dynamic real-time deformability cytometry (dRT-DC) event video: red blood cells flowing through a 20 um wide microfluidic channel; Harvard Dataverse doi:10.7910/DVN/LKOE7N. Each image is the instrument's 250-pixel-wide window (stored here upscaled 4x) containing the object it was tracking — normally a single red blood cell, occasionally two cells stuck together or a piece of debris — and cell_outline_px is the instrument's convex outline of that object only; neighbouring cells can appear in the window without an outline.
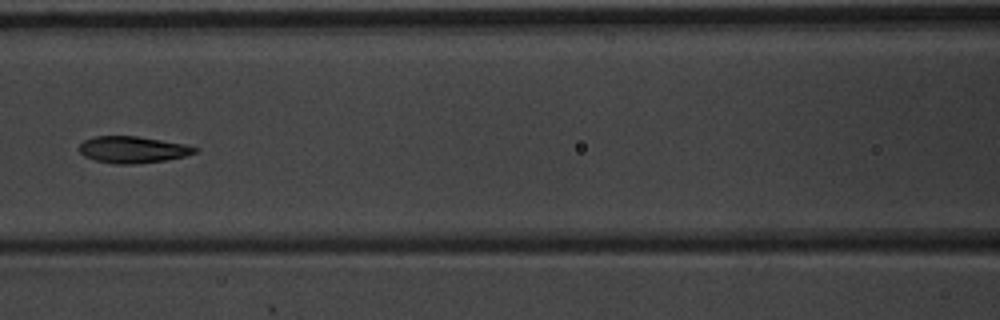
{"species": "common noctule bat (a hibernating species)", "species_latin": "Nyctalus noctula", "temperature_condition": "warm", "stored_images_in_passage": 9, "camera_frame_rate_fps": 3000, "um_per_image_px": 0.085, "animal": {"sex": "male", "body_mass_g": 20.1, "forearm_length_mm": 53.5}, "frame": {"image": 1, "passage_image": 8, "time_ms": 2.333, "image_size_px": [1000, 320], "cell_outline_px": [[200, 148], [196, 152], [184, 156], [164, 160], [132, 164], [116, 164], [96, 160], [84, 156], [80, 152], [80, 144], [84, 140], [96, 136], [136, 136], [184, 144]], "centroid_in_image_um": [11.27, 12.71], "position_along_channel_um": 155.3, "area_um2": 17.69}}
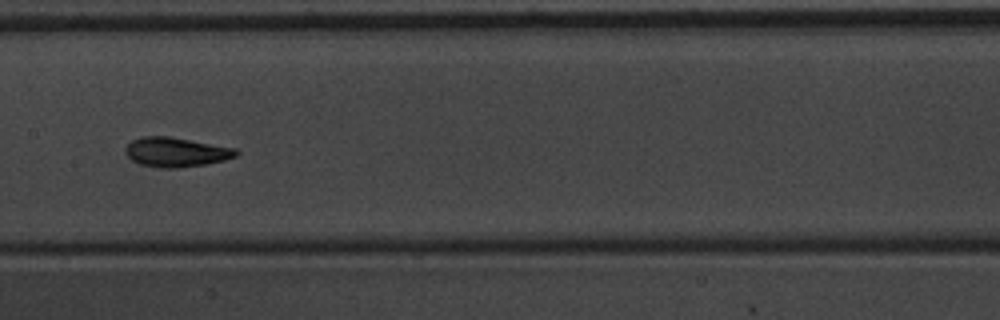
{"frame": {"image": 2, "passage_image": 9, "time_ms": 2.667, "image_size_px": [1000, 320], "cell_outline_px": [[240, 152], [236, 156], [224, 160], [204, 164], [176, 168], [160, 168], [140, 164], [132, 160], [124, 152], [124, 148], [132, 140], [140, 136], [168, 136], [236, 148]], "centroid_in_image_um": [14.94, 12.92], "position_along_channel_um": 192.5, "area_um2": 19.02}}